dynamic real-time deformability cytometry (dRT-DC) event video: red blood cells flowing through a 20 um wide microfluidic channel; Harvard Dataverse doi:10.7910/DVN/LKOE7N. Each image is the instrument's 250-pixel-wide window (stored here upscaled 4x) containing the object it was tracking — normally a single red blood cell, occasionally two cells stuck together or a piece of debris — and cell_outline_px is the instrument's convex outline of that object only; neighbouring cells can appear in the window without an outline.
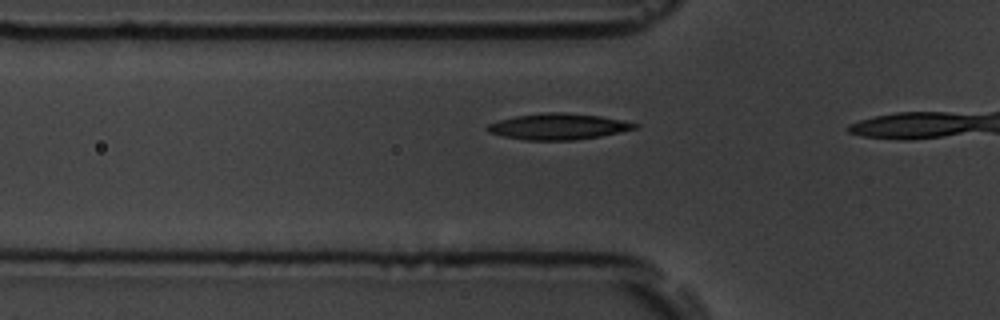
{"species": "common noctule bat (a hibernating species)", "species_latin": "Nyctalus noctula", "temperature_condition": "room temperature", "stored_images_in_passage": 13, "camera_frame_rate_fps": 3000, "um_per_image_px": 0.085, "animal": {"sex": "male", "body_mass_g": 19.5, "forearm_length_mm": 54.6}, "frame": {"image": 1, "passage_image": 8, "time_ms": 2.333, "image_size_px": [1000, 320], "cell_outline_px": [[640, 124], [636, 128], [600, 136], [576, 140], [524, 140], [504, 136], [488, 132], [484, 128], [488, 124], [500, 120], [516, 116], [544, 112], [564, 112], [600, 116]], "centroid_in_image_um": [47.41, 10.75], "position_along_channel_um": 78.4, "area_um2": 22.25}}
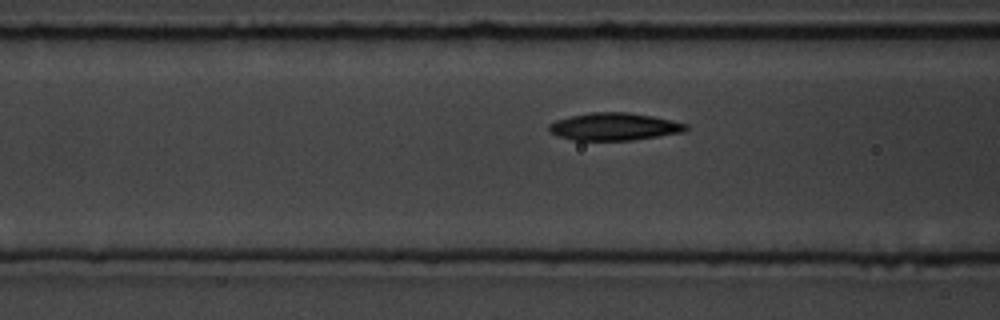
{"frame": {"image": 2, "passage_image": 11, "time_ms": 3.333, "image_size_px": [1000, 320], "cell_outline_px": [[688, 128], [684, 132], [632, 140], [572, 140], [556, 136], [548, 128], [548, 124], [556, 120], [572, 116], [592, 112], [628, 112], [652, 116], [672, 120], [688, 124]], "centroid_in_image_um": [52.21, 10.76], "position_along_channel_um": 114.4, "area_um2": 21.91}}